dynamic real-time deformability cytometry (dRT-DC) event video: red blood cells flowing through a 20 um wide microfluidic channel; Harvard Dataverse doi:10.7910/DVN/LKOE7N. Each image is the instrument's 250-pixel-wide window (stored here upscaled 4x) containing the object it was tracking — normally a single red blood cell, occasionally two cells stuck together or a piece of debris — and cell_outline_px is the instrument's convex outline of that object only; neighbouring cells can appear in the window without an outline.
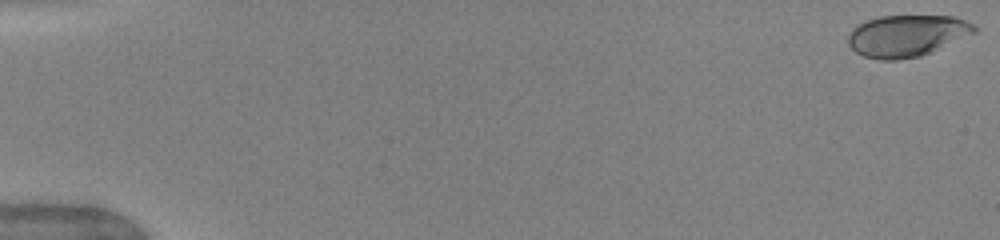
{"species": "human", "species_latin": "Homo sapiens", "temperature_condition": "warm", "stored_images_in_passage": 51, "camera_frame_rate_fps": 3000, "um_per_image_px": 0.085, "donor": {"sex": "female"}, "frame": {"image": 1, "passage_image": 1, "time_ms": 0.0, "image_size_px": [1000, 240], "cell_outline_px": [[976, 32], [932, 52], [920, 56], [896, 60], [880, 60], [864, 56], [856, 52], [848, 44], [848, 36], [852, 28], [868, 20], [880, 16], [952, 16], [976, 24]], "centroid_in_image_um": [77.09, 3.04], "position_along_channel_um": 7.9, "area_um2": 30.58}}
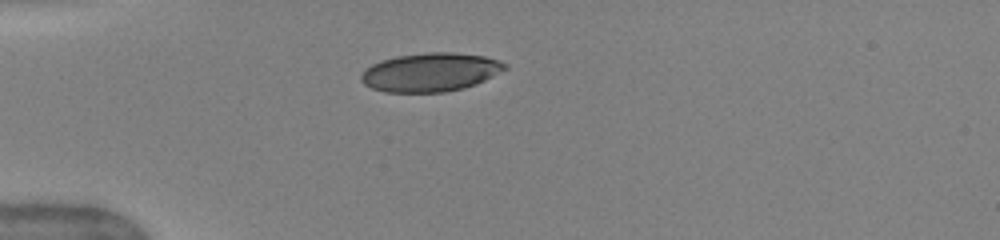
{"frame": {"image": 2, "passage_image": 15, "time_ms": 4.667, "image_size_px": [1000, 240], "cell_outline_px": [[508, 68], [476, 84], [464, 88], [444, 92], [384, 92], [372, 88], [364, 84], [360, 80], [360, 76], [372, 64], [380, 60], [396, 56], [428, 52], [452, 52], [484, 56], [508, 64]], "centroid_in_image_um": [36.58, 6.14], "position_along_channel_um": 48.4, "area_um2": 32.31}}
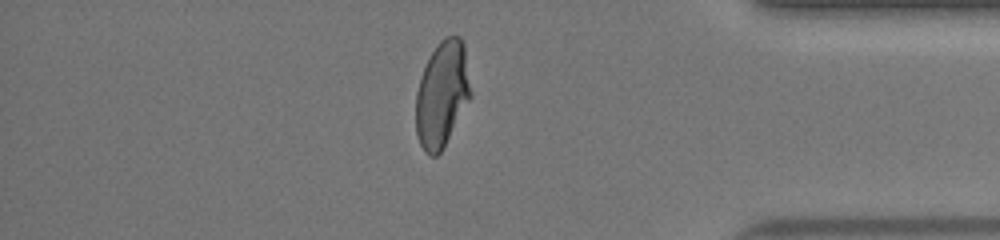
{"frame": {"image": 3, "passage_image": 44, "time_ms": 14.333, "image_size_px": [1000, 240], "cell_outline_px": [[472, 96], [444, 148], [436, 156], [432, 156], [424, 152], [420, 144], [416, 132], [416, 92], [424, 68], [432, 52], [440, 40], [444, 36], [460, 36], [464, 44], [472, 92]], "centroid_in_image_um": [37.6, 8.03], "position_along_channel_um": 397.6, "area_um2": 34.04}, "authors_computed_cell_mechanics": {"area_um2": 33.4084, "velocity_mm_per_s": 4.0661, "shape_relaxation_time_tau1_ms": 5.0391, "shape_relaxation_time_tau2_ms": null, "deformation_change_tau1": 0.199, "deformation_change_tau2": null}}